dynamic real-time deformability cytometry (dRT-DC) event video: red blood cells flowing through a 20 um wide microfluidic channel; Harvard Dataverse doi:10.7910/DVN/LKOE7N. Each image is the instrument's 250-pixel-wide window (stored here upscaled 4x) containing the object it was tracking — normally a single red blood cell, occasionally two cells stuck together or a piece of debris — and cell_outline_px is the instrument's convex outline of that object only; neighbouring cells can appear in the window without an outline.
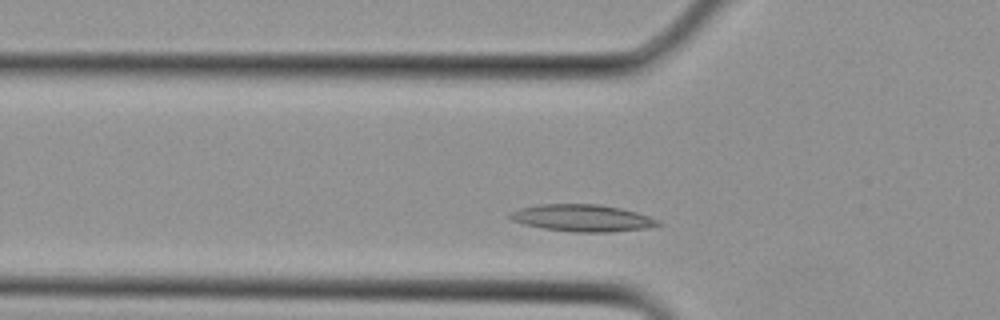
{"species": "Egyptian fruit bat (a non-hibernating species)", "species_latin": "Rousettus aegyptiacus", "temperature_condition": "cold", "stored_images_in_passage": 12, "camera_frame_rate_fps": 3000, "um_per_image_px": 0.085, "animal": {"sex": "female"}, "frame": {"image": 1, "passage_image": 3, "time_ms": 0.667, "image_size_px": [1000, 320], "cell_outline_px": [[664, 224], [648, 228], [608, 232], [576, 232], [544, 228], [524, 224], [512, 220], [508, 216], [508, 212], [520, 208], [540, 204], [600, 204], [620, 208], [636, 212], [660, 220]], "centroid_in_image_um": [49.52, 18.52], "position_along_channel_um": 76.3, "area_um2": 23.29}}
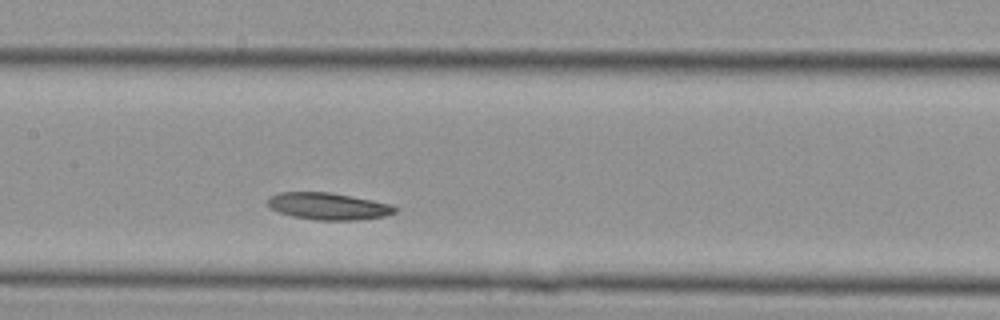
{"frame": {"image": 2, "passage_image": 8, "time_ms": 2.333, "image_size_px": [1000, 320], "cell_outline_px": [[400, 208], [396, 212], [384, 216], [356, 220], [316, 220], [292, 216], [268, 208], [268, 200], [272, 196], [280, 192], [332, 192], [392, 204]], "centroid_in_image_um": [27.94, 17.53], "position_along_channel_um": 179.5, "area_um2": 20.06}}
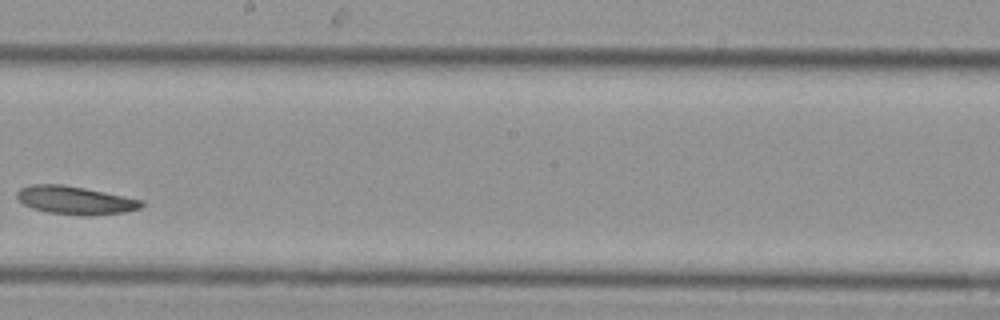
{"frame": {"image": 3, "passage_image": 11, "time_ms": 3.333, "image_size_px": [1000, 320], "cell_outline_px": [[144, 204], [140, 208], [124, 212], [48, 212], [32, 208], [16, 200], [16, 192], [20, 188], [32, 184], [60, 184], [84, 188], [144, 200]], "centroid_in_image_um": [6.31, 16.95], "position_along_channel_um": 241.9, "area_um2": 19.31}}